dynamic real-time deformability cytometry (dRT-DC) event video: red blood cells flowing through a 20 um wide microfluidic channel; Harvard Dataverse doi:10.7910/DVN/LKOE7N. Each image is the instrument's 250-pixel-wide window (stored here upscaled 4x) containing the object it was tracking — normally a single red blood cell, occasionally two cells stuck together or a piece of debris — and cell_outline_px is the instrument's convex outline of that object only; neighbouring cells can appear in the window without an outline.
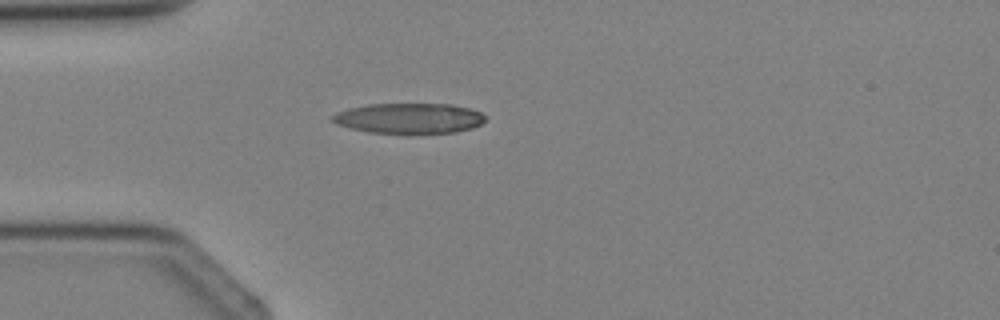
{"species": "Egyptian fruit bat (a non-hibernating species)", "species_latin": "Rousettus aegyptiacus", "temperature_condition": "cold", "stored_images_in_passage": 1, "camera_frame_rate_fps": 3000, "um_per_image_px": 0.085, "animal": {"sex": "female"}, "frame": {"image": 1, "passage_image": 1, "time_ms": 0.0, "image_size_px": [1000, 320], "cell_outline_px": [[484, 120], [480, 124], [472, 128], [456, 132], [408, 136], [368, 132], [336, 124], [328, 116], [336, 112], [348, 108], [368, 104], [452, 104], [468, 108], [480, 112], [484, 116]], "centroid_in_image_um": [34.73, 10.09], "position_along_channel_um": 50.3, "area_um2": 27.92}}